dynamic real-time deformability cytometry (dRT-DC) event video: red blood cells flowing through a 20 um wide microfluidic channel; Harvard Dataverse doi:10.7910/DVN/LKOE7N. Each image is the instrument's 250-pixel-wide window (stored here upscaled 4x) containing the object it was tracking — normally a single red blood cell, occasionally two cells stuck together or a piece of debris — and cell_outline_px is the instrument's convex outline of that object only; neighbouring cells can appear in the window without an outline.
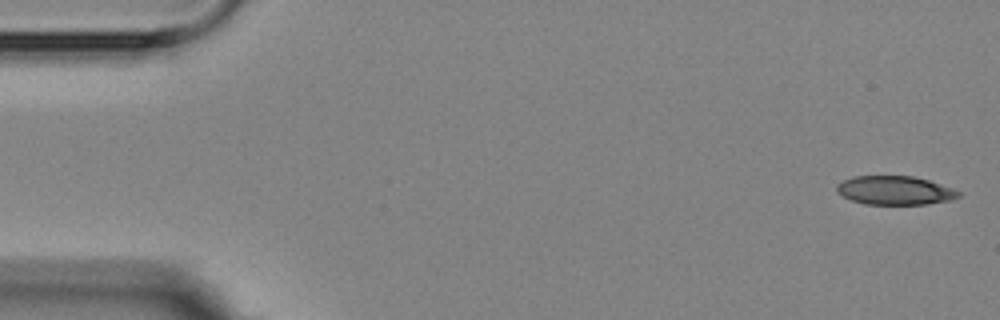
{"species": "Egyptian fruit bat (a non-hibernating species)", "species_latin": "Rousettus aegyptiacus", "temperature_condition": "room temperature", "stored_images_in_passage": 5, "camera_frame_rate_fps": 3000, "um_per_image_px": 0.085, "animal": {"sex": "female"}, "frame": {"image": 1, "passage_image": 1, "time_ms": 0.0, "image_size_px": [1000, 320], "cell_outline_px": [[960, 196], [952, 200], [928, 204], [864, 204], [852, 200], [836, 192], [836, 184], [852, 176], [912, 176], [928, 180], [952, 188], [960, 192]], "centroid_in_image_um": [76.06, 16.18], "position_along_channel_um": 8.9, "area_um2": 20.4}}
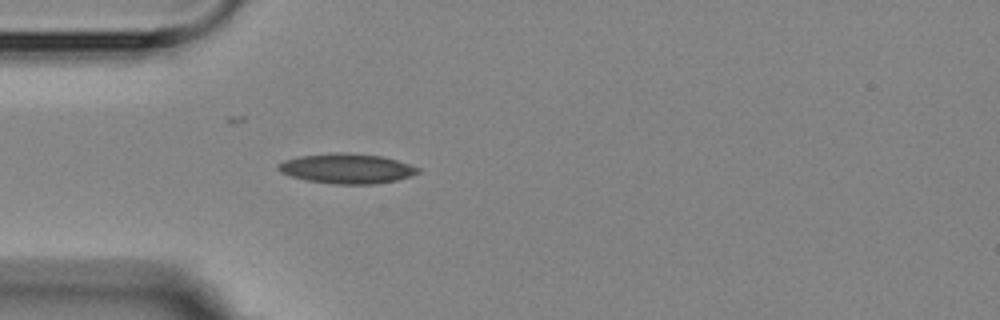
{"frame": {"image": 2, "passage_image": 5, "time_ms": 4.667, "image_size_px": [1000, 320], "cell_outline_px": [[420, 172], [396, 180], [372, 184], [336, 184], [308, 180], [292, 176], [280, 172], [276, 168], [276, 164], [284, 160], [300, 156], [340, 152], [384, 156], [420, 168]], "centroid_in_image_um": [29.45, 14.32], "position_along_channel_um": 55.5, "area_um2": 24.1}}